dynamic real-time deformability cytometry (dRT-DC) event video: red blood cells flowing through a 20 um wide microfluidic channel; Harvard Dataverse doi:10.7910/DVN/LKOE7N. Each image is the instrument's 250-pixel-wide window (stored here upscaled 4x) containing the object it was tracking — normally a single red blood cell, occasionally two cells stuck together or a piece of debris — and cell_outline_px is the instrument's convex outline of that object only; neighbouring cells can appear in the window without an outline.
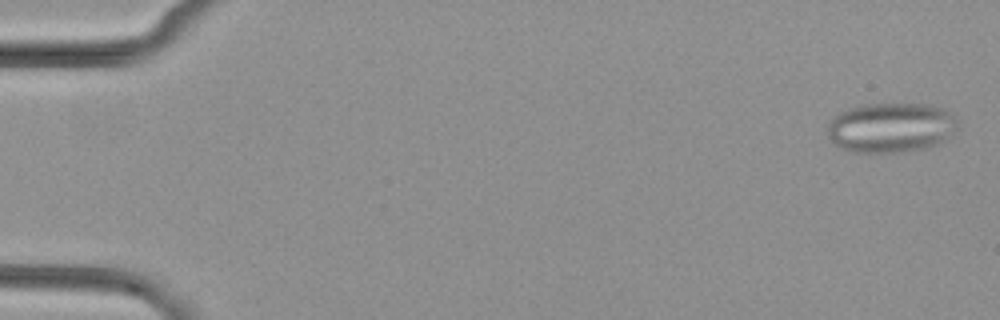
{"species": "common noctule bat (a hibernating species)", "species_latin": "Nyctalus noctula", "temperature_condition": "cold", "stored_images_in_passage": 52, "segment_of_instrument_passage": [1, 2], "camera_frame_rate_fps": 3000, "um_per_image_px": 0.085, "animal": {"sex": "female", "body_mass_g": 29.2, "forearm_length_mm": 56.3}, "frame": {"image": 1, "passage_image": 2, "time_ms": 0.333, "image_size_px": [1000, 320], "cell_outline_px": [[960, 128], [940, 144], [928, 148], [904, 152], [852, 152], [840, 148], [828, 136], [828, 124], [832, 116], [848, 108], [860, 104], [924, 104], [940, 108], [956, 116], [960, 120]], "centroid_in_image_um": [75.77, 10.85], "position_along_channel_um": 9.2, "area_um2": 38.44}}